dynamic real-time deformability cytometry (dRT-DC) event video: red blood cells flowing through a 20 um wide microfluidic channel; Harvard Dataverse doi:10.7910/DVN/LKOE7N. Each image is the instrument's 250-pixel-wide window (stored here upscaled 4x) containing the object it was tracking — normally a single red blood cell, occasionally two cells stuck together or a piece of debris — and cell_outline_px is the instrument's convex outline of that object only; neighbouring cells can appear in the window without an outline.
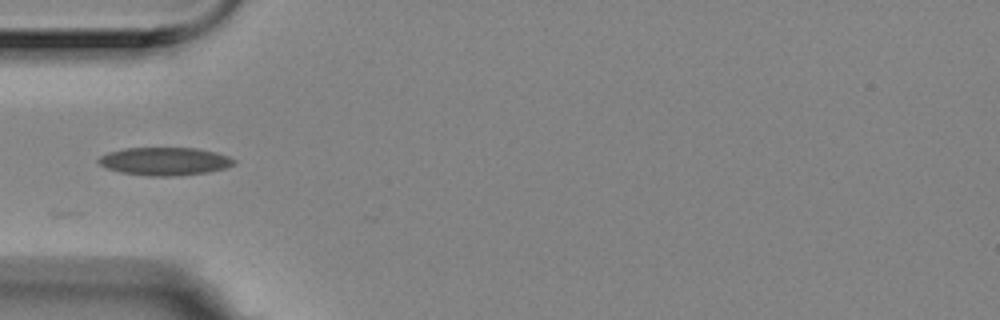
{"species": "Egyptian fruit bat (a non-hibernating species)", "species_latin": "Rousettus aegyptiacus", "temperature_condition": "room temperature", "stored_images_in_passage": 1, "camera_frame_rate_fps": 3000, "um_per_image_px": 0.085, "animal": {"sex": "female"}, "frame": {"image": 1, "passage_image": 1, "time_ms": 0.0, "image_size_px": [1000, 320], "cell_outline_px": [[236, 164], [224, 168], [208, 172], [176, 176], [148, 176], [120, 172], [108, 168], [100, 164], [96, 160], [100, 156], [108, 152], [124, 148], [196, 148], [216, 152], [228, 156], [236, 160]], "centroid_in_image_um": [14.01, 13.71], "position_along_channel_um": 71.0, "area_um2": 22.14}}